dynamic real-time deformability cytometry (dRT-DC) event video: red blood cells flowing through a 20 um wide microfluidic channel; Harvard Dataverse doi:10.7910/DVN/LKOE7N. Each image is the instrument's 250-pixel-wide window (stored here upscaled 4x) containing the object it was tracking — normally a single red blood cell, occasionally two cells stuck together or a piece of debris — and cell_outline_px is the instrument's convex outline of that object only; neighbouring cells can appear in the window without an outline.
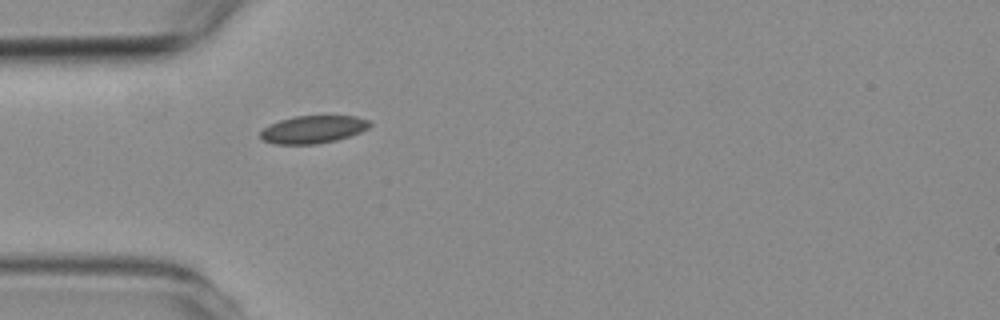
{"species": "common noctule bat (a hibernating species)", "species_latin": "Nyctalus noctula", "temperature_condition": "room temperature", "stored_images_in_passage": 1, "camera_frame_rate_fps": 3000, "um_per_image_px": 0.085, "animal": {"sex": "female", "body_mass_g": 19.3, "forearm_length_mm": 54.1}, "frame": {"image": 1, "passage_image": 1, "time_ms": 0.0, "image_size_px": [1000, 320], "cell_outline_px": [[372, 124], [368, 128], [360, 132], [336, 140], [316, 144], [272, 144], [260, 140], [260, 132], [264, 128], [280, 120], [296, 116], [356, 116], [368, 120]], "centroid_in_image_um": [26.59, 11.01], "position_along_channel_um": 58.4, "area_um2": 17.57}}